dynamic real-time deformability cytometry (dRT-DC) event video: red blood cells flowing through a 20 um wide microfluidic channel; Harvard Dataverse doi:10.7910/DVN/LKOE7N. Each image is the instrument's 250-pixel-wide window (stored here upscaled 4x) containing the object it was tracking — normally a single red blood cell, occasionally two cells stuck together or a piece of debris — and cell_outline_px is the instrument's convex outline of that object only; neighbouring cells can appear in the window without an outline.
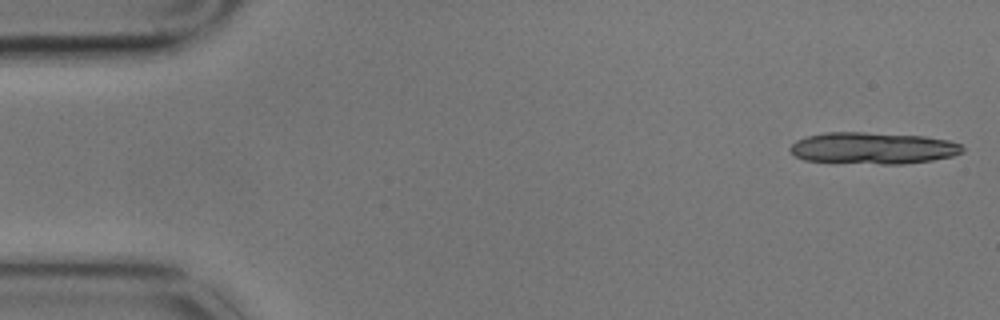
{"species": "common noctule bat (a hibernating species)", "species_latin": "Nyctalus noctula", "temperature_condition": "cold", "stored_images_in_passage": 9, "camera_frame_rate_fps": 3000, "um_per_image_px": 0.085, "animal": {"sex": "male", "body_mass_g": 17.9}, "frame": {"image": 1, "passage_image": 1, "time_ms": 0.0, "image_size_px": [1000, 320], "cell_outline_px": [[964, 152], [952, 156], [932, 160], [904, 164], [880, 164], [804, 160], [796, 156], [788, 148], [796, 140], [808, 136], [824, 132], [864, 132], [924, 136], [948, 140], [960, 144], [964, 148]], "centroid_in_image_um": [74.22, 12.59], "position_along_channel_um": 10.8, "area_um2": 31.79}}